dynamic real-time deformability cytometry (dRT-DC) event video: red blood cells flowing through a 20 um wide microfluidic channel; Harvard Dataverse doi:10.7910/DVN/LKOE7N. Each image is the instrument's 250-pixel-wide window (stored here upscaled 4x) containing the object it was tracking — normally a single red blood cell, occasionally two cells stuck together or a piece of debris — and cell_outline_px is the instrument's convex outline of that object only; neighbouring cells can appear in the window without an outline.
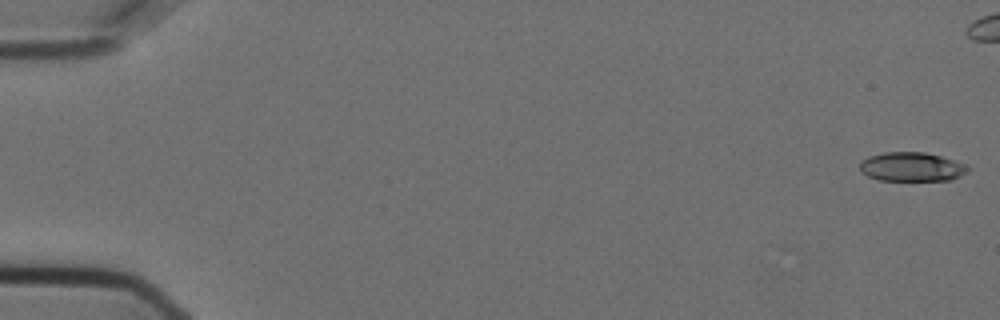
{"species": "Egyptian fruit bat (a non-hibernating species)", "species_latin": "Rousettus aegyptiacus", "temperature_condition": "cold", "stored_images_in_passage": 49, "camera_frame_rate_fps": 3000, "um_per_image_px": 0.085, "animal": {"sex": "female"}, "frame": {"image": 1, "passage_image": 1, "time_ms": 0.0, "image_size_px": [1000, 320], "cell_outline_px": [[968, 172], [952, 180], [880, 180], [868, 176], [860, 172], [860, 160], [868, 156], [884, 152], [924, 152], [940, 156], [964, 164], [968, 168]], "centroid_in_image_um": [77.45, 14.18], "position_along_channel_um": 7.6, "area_um2": 18.26}}
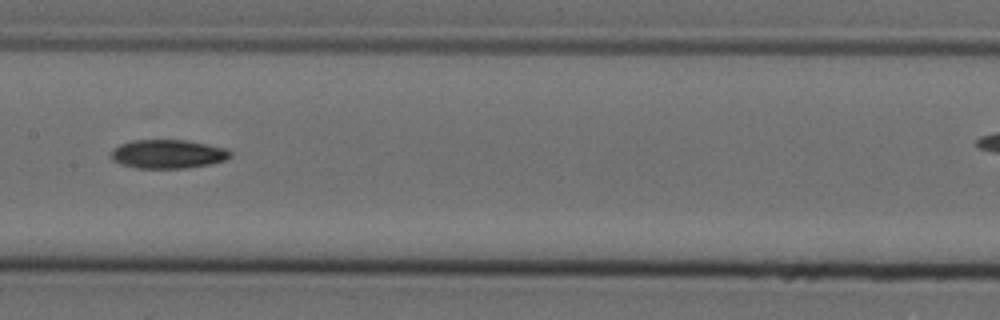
{"frame": {"image": 2, "passage_image": 29, "time_ms": 9.333, "image_size_px": [1000, 320], "cell_outline_px": [[232, 156], [228, 160], [208, 164], [184, 168], [136, 168], [120, 164], [112, 160], [112, 148], [120, 144], [132, 140], [184, 140], [208, 144], [228, 148], [232, 152]], "centroid_in_image_um": [14.3, 13.09], "position_along_channel_um": 193.1, "area_um2": 20.17}}
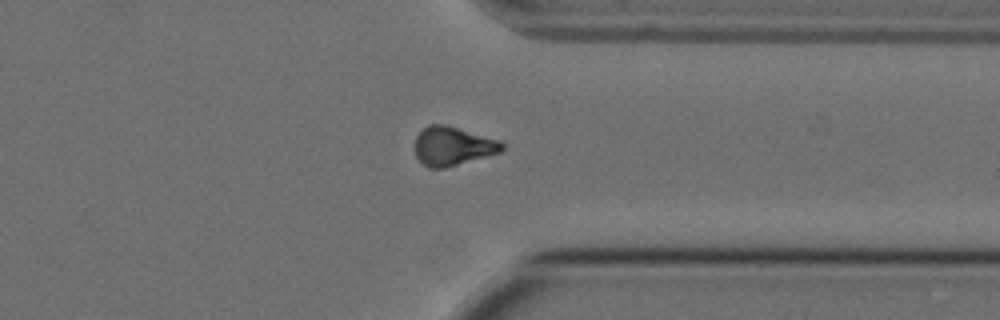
{"frame": {"image": 3, "passage_image": 44, "time_ms": 14.333, "image_size_px": [1000, 320], "cell_outline_px": [[504, 148], [500, 152], [444, 168], [428, 168], [416, 156], [416, 136], [428, 124], [444, 124], [500, 140], [504, 144]], "centroid_in_image_um": [38.49, 12.41], "position_along_channel_um": 372.9, "area_um2": 19.42}}